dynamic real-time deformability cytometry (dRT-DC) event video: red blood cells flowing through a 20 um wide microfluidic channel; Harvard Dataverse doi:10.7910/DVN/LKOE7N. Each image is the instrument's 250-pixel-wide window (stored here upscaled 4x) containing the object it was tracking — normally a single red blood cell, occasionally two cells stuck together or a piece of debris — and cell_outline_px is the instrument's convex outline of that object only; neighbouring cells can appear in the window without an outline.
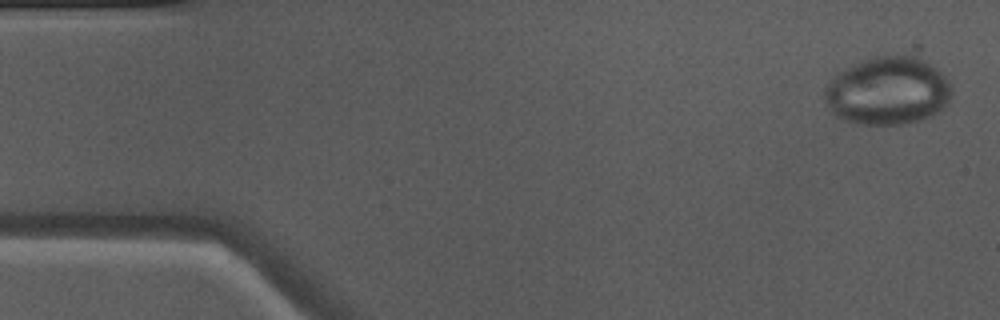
{"species": "Egyptian fruit bat (a non-hibernating species)", "species_latin": "Rousettus aegyptiacus", "temperature_condition": "warm", "stored_images_in_passage": 50, "camera_frame_rate_fps": 3000, "um_per_image_px": 0.085, "animal": {"sex": "male"}, "frame": {"image": 1, "passage_image": 2, "time_ms": 0.333, "image_size_px": [1000, 320], "cell_outline_px": [[952, 92], [948, 104], [940, 112], [932, 116], [900, 124], [860, 124], [844, 120], [832, 116], [828, 112], [824, 100], [824, 88], [828, 80], [832, 76], [844, 68], [852, 64], [876, 56], [912, 56], [924, 60], [936, 68], [948, 80], [952, 88]], "centroid_in_image_um": [75.41, 7.74], "position_along_channel_um": 9.6, "area_um2": 50.81}}
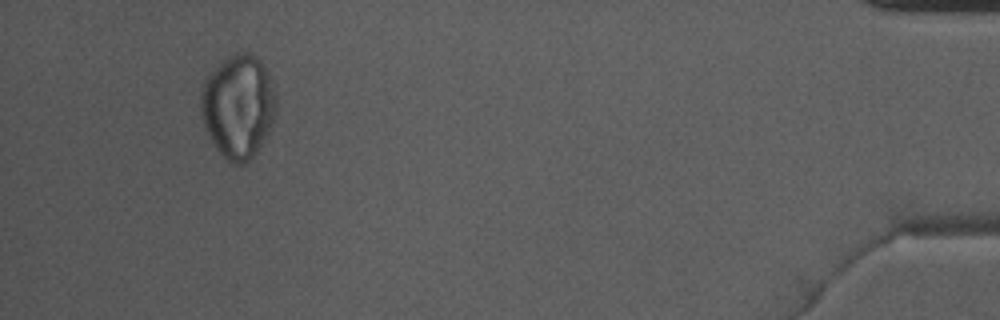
{"frame": {"image": 2, "passage_image": 47, "time_ms": 15.333, "image_size_px": [1000, 320], "cell_outline_px": [[276, 112], [268, 132], [264, 140], [256, 152], [240, 168], [224, 160], [216, 148], [204, 128], [200, 116], [200, 92], [204, 80], [220, 60], [236, 52], [248, 52], [256, 56], [260, 60], [268, 76], [276, 104]], "centroid_in_image_um": [20.19, 9.07], "position_along_channel_um": 415.0, "area_um2": 45.78}}